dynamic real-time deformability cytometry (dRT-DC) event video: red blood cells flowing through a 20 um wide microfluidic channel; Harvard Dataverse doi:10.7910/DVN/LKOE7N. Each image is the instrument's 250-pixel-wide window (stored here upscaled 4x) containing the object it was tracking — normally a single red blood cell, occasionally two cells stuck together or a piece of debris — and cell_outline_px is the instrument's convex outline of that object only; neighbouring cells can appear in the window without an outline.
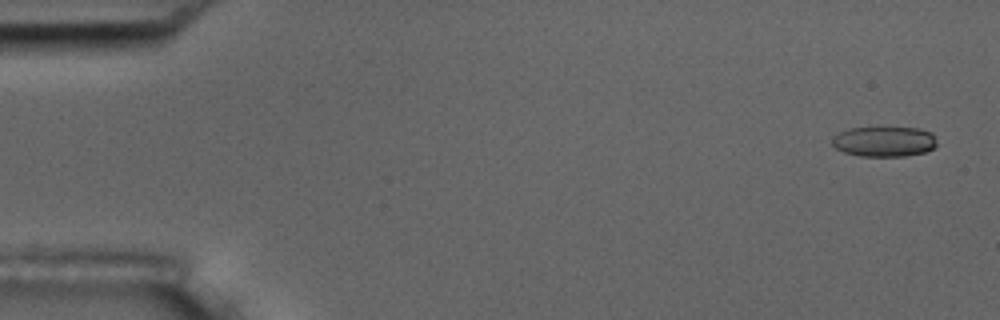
{"species": "common noctule bat (a hibernating species)", "species_latin": "Nyctalus noctula", "temperature_condition": "room temperature", "stored_images_in_passage": 5, "camera_frame_rate_fps": 3000, "um_per_image_px": 0.085, "animal": {"sex": "male", "body_mass_g": 17.5, "forearm_length_mm": 52.3}, "frame": {"image": 1, "passage_image": 1, "time_ms": 0.0, "image_size_px": [1000, 320], "cell_outline_px": [[936, 148], [924, 152], [904, 156], [860, 156], [844, 152], [836, 148], [832, 144], [832, 136], [848, 128], [916, 128], [932, 132], [936, 140]], "centroid_in_image_um": [75.16, 12.03], "position_along_channel_um": 9.8, "area_um2": 18.44}}
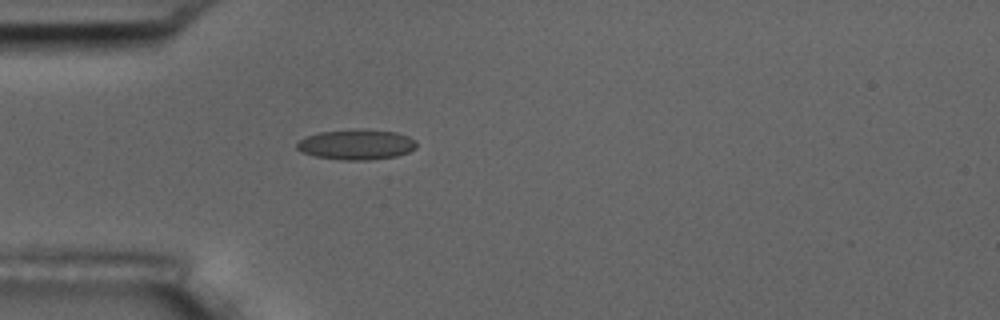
{"frame": {"image": 2, "passage_image": 5, "time_ms": 4.667, "image_size_px": [1000, 320], "cell_outline_px": [[416, 148], [408, 152], [396, 156], [368, 160], [340, 160], [316, 156], [304, 152], [296, 148], [296, 144], [300, 140], [308, 136], [320, 132], [396, 132], [408, 136], [416, 140]], "centroid_in_image_um": [30.32, 12.34], "position_along_channel_um": 54.7, "area_um2": 20.0}}